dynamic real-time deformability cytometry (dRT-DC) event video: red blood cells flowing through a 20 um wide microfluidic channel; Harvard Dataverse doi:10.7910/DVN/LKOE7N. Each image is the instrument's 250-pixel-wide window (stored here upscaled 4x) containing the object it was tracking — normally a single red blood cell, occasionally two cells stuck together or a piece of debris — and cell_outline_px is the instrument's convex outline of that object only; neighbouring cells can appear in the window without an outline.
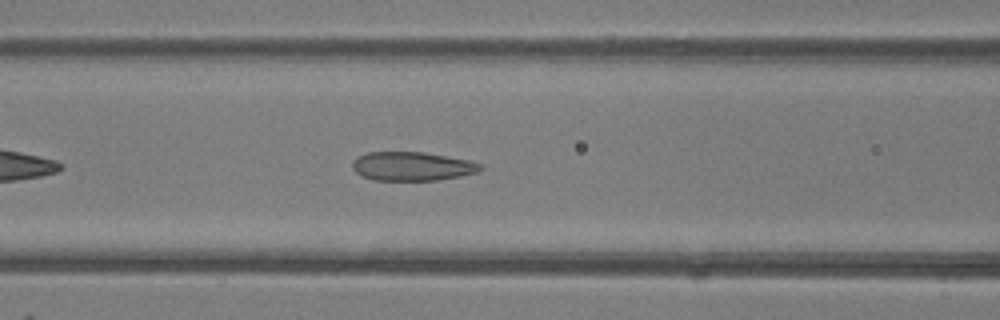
{"species": "common noctule bat (a hibernating species)", "species_latin": "Nyctalus noctula", "temperature_condition": "room temperature", "stored_images_in_passage": 34, "camera_frame_rate_fps": 3000, "um_per_image_px": 0.085, "animal": {"sex": "female"}, "frame": {"image": 1, "passage_image": 8, "time_ms": 2.333, "image_size_px": [1000, 320], "cell_outline_px": [[484, 168], [476, 172], [460, 176], [436, 180], [376, 180], [360, 176], [352, 168], [352, 160], [368, 152], [424, 152], [468, 160], [480, 164]], "centroid_in_image_um": [35.0, 14.13], "position_along_channel_um": 131.6, "area_um2": 21.39}}
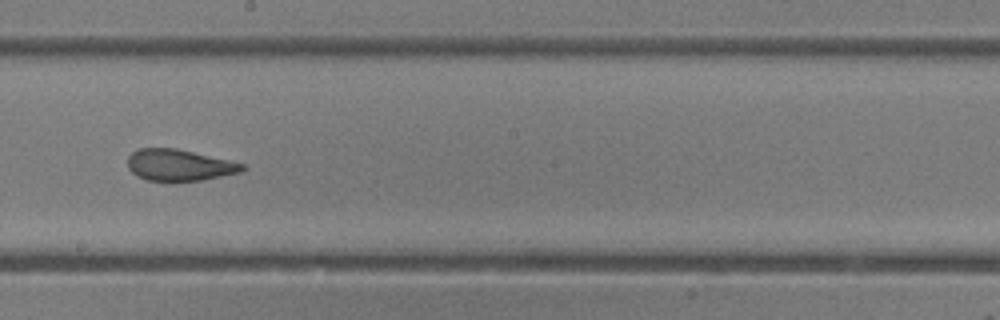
{"frame": {"image": 2, "passage_image": 15, "time_ms": 4.667, "image_size_px": [1000, 320], "cell_outline_px": [[248, 168], [240, 172], [204, 180], [148, 180], [136, 176], [128, 168], [128, 156], [136, 148], [176, 148], [228, 160], [244, 164]], "centroid_in_image_um": [15.22, 14.02], "position_along_channel_um": 233.0, "area_um2": 20.87}}
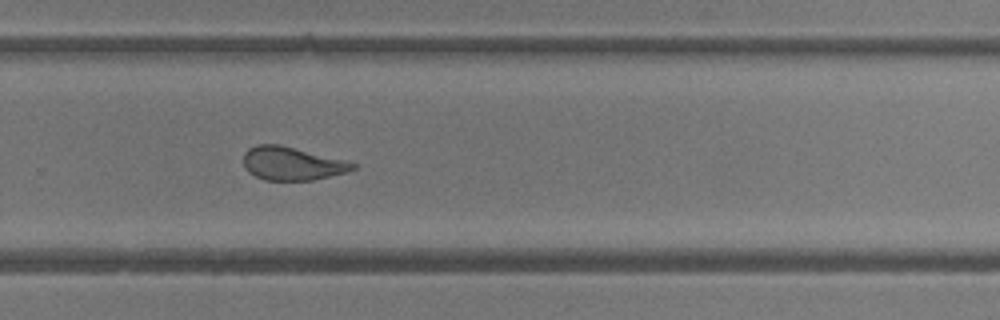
{"frame": {"image": 3, "passage_image": 20, "time_ms": 6.333, "image_size_px": [1000, 320], "cell_outline_px": [[356, 168], [348, 172], [312, 180], [264, 180], [248, 172], [244, 168], [244, 152], [248, 148], [256, 144], [280, 144], [344, 160], [356, 164]], "centroid_in_image_um": [24.79, 13.89], "position_along_channel_um": 305.0, "area_um2": 21.21}, "authors_computed_cell_mechanics": {"area_um2": 22.1085, "velocity_mm_per_s": 4.3415, "shape_relaxation_time_tau1_ms": null, "shape_relaxation_time_tau2_ms": 1.5123, "deformation_change_tau1": null, "deformation_change_tau2": 0.0825}}